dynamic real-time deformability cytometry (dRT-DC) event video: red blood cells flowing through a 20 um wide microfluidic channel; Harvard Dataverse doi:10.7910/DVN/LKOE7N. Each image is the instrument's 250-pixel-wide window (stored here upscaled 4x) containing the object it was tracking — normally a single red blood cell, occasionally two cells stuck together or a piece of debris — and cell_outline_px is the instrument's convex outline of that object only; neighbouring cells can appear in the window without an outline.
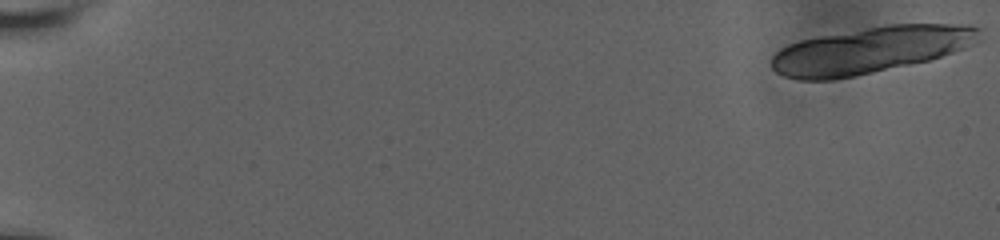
{"species": "human", "species_latin": "Homo sapiens", "temperature_condition": "room temperature", "stored_images_in_passage": 26, "segment_of_instrument_passage": [1, 2], "camera_frame_rate_fps": 3000, "um_per_image_px": 0.085, "donor": {"sex": "male"}, "frame": {"image": 1, "passage_image": 1, "time_ms": 0.0, "image_size_px": [1000, 240], "cell_outline_px": [[980, 40], [964, 48], [928, 60], [856, 76], [832, 80], [800, 80], [784, 76], [776, 72], [772, 68], [772, 56], [780, 48], [788, 44], [800, 40], [820, 36], [888, 24], [968, 24], [980, 28]], "centroid_in_image_um": [73.98, 4.25], "position_along_channel_um": 11.0, "area_um2": 56.18}}